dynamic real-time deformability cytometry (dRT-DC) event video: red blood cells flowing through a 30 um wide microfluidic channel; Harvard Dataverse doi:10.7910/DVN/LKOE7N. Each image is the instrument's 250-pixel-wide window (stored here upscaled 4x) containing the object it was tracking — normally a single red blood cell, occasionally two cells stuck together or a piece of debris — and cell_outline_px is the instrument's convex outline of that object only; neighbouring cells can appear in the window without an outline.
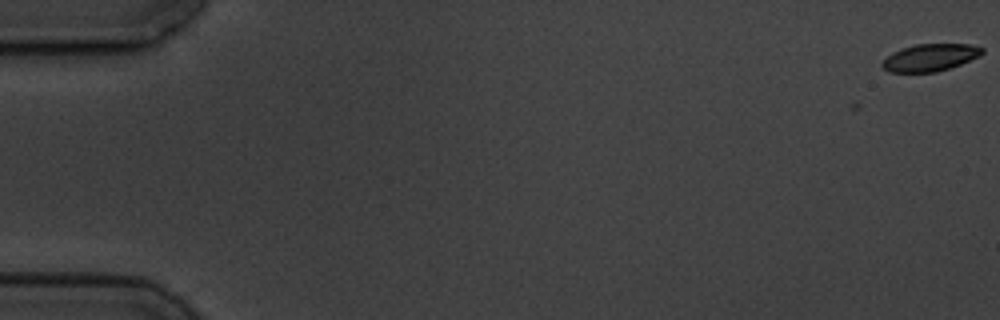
{"species": "common noctule bat (a hibernating species)", "species_latin": "Nyctalus noctula", "temperature_condition": "cold", "stored_images_in_passage": 4, "camera_frame_rate_fps": 3000, "um_per_image_px": 0.085, "animal": {"sex": "male", "body_mass_g": 19.5, "forearm_length_mm": 54.6}, "frame": {"image": 1, "passage_image": 1, "time_ms": 0.0, "image_size_px": [1000, 320], "cell_outline_px": [[984, 52], [980, 56], [960, 64], [936, 72], [888, 72], [880, 64], [892, 52], [916, 44], [968, 44], [984, 48]], "centroid_in_image_um": [79.07, 4.89], "position_along_channel_um": 5.9, "area_um2": 15.72}}